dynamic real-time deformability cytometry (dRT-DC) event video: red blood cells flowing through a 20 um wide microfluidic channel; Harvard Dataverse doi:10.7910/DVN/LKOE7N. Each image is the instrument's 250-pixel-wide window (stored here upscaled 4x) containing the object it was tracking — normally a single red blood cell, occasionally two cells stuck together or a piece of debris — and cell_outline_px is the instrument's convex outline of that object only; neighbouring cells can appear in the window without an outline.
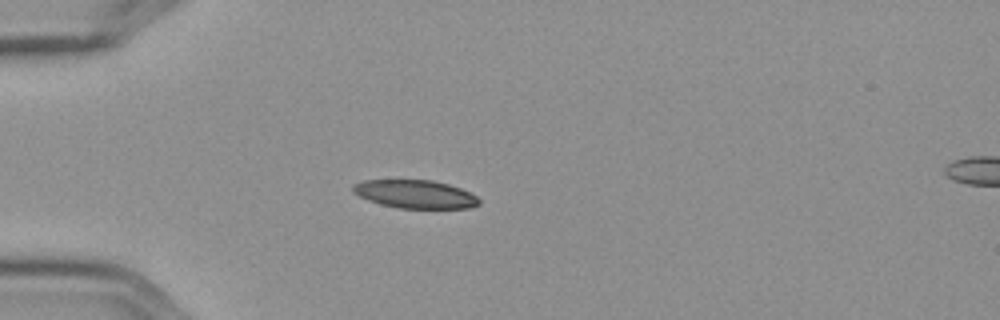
{"species": "Egyptian fruit bat (a non-hibernating species)", "species_latin": "Rousettus aegyptiacus", "temperature_condition": "cold", "stored_images_in_passage": 5, "camera_frame_rate_fps": 3000, "um_per_image_px": 0.085, "frame": {"image": 1, "passage_image": 4, "time_ms": 1.0, "image_size_px": [1000, 320], "cell_outline_px": [[480, 204], [468, 208], [396, 208], [380, 204], [368, 200], [352, 192], [352, 184], [364, 180], [432, 180], [448, 184], [460, 188], [476, 196], [480, 200]], "centroid_in_image_um": [35.26, 16.5], "position_along_channel_um": 49.7, "area_um2": 20.75}}